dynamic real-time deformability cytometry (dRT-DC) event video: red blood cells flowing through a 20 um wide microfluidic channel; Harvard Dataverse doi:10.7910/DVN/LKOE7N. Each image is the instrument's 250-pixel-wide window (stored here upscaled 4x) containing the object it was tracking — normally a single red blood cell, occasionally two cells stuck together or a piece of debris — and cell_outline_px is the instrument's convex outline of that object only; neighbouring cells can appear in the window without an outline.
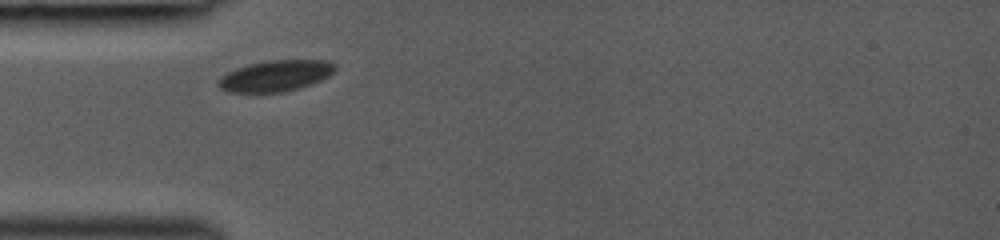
{"species": "common noctule bat (a hibernating species)", "species_latin": "Nyctalus noctula", "temperature_condition": "room temperature", "stored_images_in_passage": 6, "camera_frame_rate_fps": 3000, "um_per_image_px": 0.085, "animal": {"sex": "female", "body_mass_g": 19.0, "forearm_length_mm": 53.3}, "frame": {"image": 1, "passage_image": 1, "time_ms": 0.0, "image_size_px": [1000, 240], "cell_outline_px": [[336, 68], [328, 76], [312, 84], [300, 88], [284, 92], [228, 92], [220, 88], [220, 76], [236, 68], [248, 64], [268, 60], [328, 60], [336, 64]], "centroid_in_image_um": [23.45, 6.44], "position_along_channel_um": 61.5, "area_um2": 21.1}}
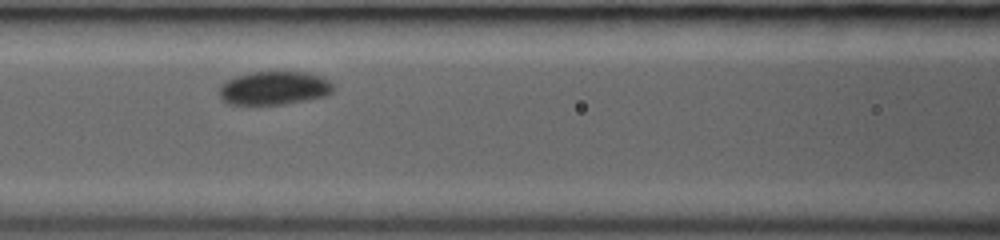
{"frame": {"image": 2, "passage_image": 3, "time_ms": 2.0, "image_size_px": [1000, 240], "cell_outline_px": [[332, 92], [328, 96], [308, 100], [284, 104], [228, 104], [220, 96], [220, 88], [228, 80], [236, 76], [252, 72], [304, 72], [320, 76], [328, 80], [332, 84]], "centroid_in_image_um": [23.34, 7.49], "position_along_channel_um": 143.3, "area_um2": 22.02}}
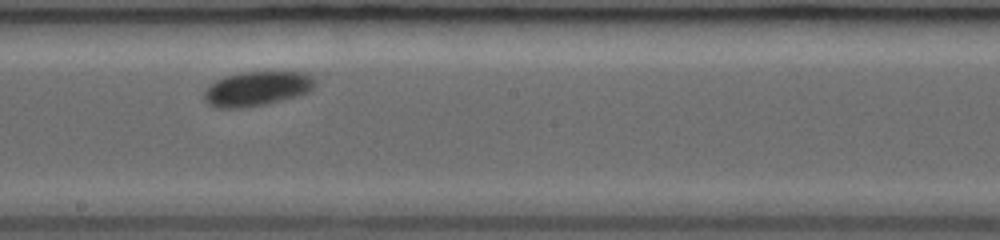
{"frame": {"image": 3, "passage_image": 5, "time_ms": 4.0, "image_size_px": [1000, 240], "cell_outline_px": [[312, 88], [308, 92], [296, 96], [268, 104], [240, 108], [216, 108], [208, 104], [204, 100], [204, 92], [208, 84], [216, 80], [240, 72], [304, 72], [312, 76]], "centroid_in_image_um": [21.77, 7.55], "position_along_channel_um": 226.4, "area_um2": 22.2}}